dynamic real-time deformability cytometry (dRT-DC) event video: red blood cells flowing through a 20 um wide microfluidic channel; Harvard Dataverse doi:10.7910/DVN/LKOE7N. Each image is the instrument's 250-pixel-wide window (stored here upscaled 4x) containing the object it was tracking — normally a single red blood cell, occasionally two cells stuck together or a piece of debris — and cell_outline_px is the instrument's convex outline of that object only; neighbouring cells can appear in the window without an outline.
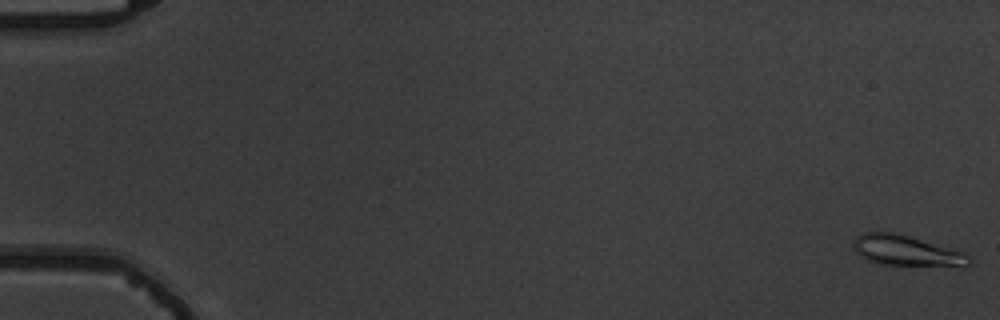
{"species": "common noctule bat (a hibernating species)", "species_latin": "Nyctalus noctula", "temperature_condition": "warm", "stored_images_in_passage": 10, "camera_frame_rate_fps": 3000, "um_per_image_px": 0.085, "animal": {"sex": "male", "body_mass_g": 19.5, "forearm_length_mm": 54.6}, "frame": {"image": 1, "passage_image": 1, "time_ms": 0.0, "image_size_px": [1000, 320], "cell_outline_px": [[972, 264], [968, 268], [964, 268], [884, 264], [868, 260], [860, 256], [852, 248], [852, 240], [860, 232], [896, 232], [960, 252], [968, 256], [972, 260]], "centroid_in_image_um": [77.05, 21.34], "position_along_channel_um": 8.0, "area_um2": 20.92}}